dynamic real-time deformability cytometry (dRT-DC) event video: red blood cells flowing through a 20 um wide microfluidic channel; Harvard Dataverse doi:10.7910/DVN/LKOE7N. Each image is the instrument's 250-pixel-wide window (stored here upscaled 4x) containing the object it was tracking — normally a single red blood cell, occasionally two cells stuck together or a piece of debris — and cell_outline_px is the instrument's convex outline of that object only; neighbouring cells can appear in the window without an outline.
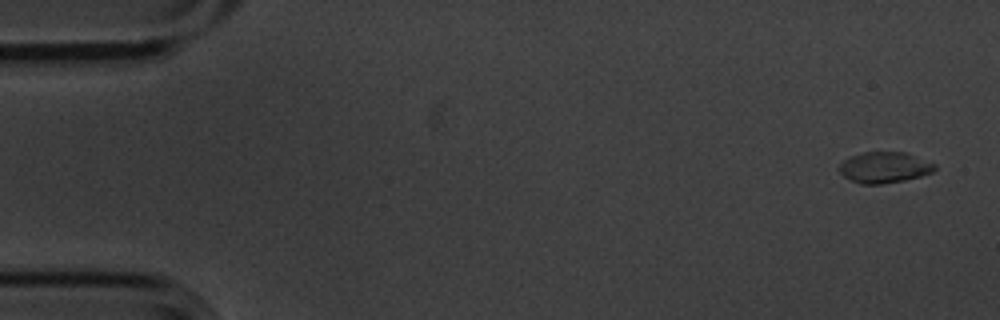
{"species": "common noctule bat (a hibernating species)", "species_latin": "Nyctalus noctula", "temperature_condition": "cold", "stored_images_in_passage": 6, "camera_frame_rate_fps": 3000, "um_per_image_px": 0.085, "animal": {"sex": "male", "body_mass_g": 20.1, "forearm_length_mm": 53.5}, "frame": {"image": 1, "passage_image": 1, "time_ms": 0.0, "image_size_px": [1000, 320], "cell_outline_px": [[936, 168], [932, 172], [920, 176], [904, 180], [880, 184], [860, 184], [844, 176], [836, 168], [848, 156], [864, 152], [904, 152], [936, 164]], "centroid_in_image_um": [75.14, 14.23], "position_along_channel_um": 9.9, "area_um2": 17.17}}
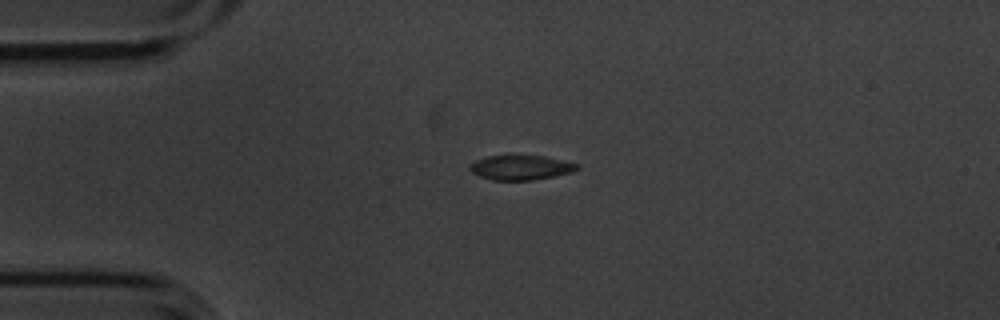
{"frame": {"image": 2, "passage_image": 4, "time_ms": 1.0, "image_size_px": [1000, 320], "cell_outline_px": [[580, 168], [572, 172], [532, 180], [492, 180], [480, 176], [472, 172], [468, 168], [468, 164], [476, 160], [488, 156], [544, 156], [580, 164]], "centroid_in_image_um": [44.26, 14.24], "position_along_channel_um": 40.7, "area_um2": 15.32}}
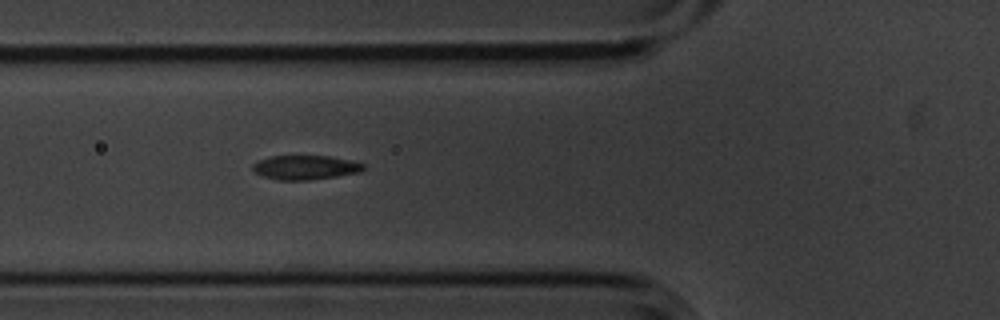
{"frame": {"image": 3, "passage_image": 6, "time_ms": 1.667, "image_size_px": [1000, 320], "cell_outline_px": [[364, 168], [360, 172], [336, 176], [308, 180], [276, 180], [260, 176], [252, 168], [252, 164], [260, 160], [272, 156], [328, 156], [348, 160], [364, 164]], "centroid_in_image_um": [25.91, 14.24], "position_along_channel_um": 99.9, "area_um2": 15.49}}